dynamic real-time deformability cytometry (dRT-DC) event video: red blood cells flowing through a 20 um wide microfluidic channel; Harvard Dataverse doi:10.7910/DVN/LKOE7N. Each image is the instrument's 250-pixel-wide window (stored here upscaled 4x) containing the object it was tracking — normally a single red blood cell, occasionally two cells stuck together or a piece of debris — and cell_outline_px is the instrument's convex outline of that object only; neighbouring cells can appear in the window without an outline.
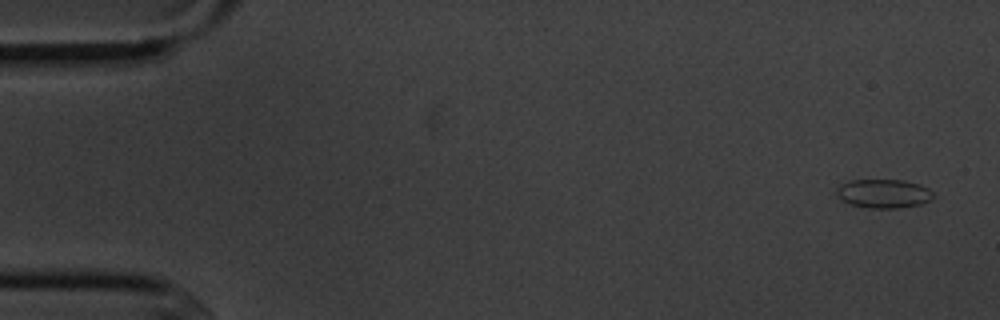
{"species": "common noctule bat (a hibernating species)", "species_latin": "Nyctalus noctula", "temperature_condition": "cold", "stored_images_in_passage": 6, "camera_frame_rate_fps": 3000, "um_per_image_px": 0.085, "animal": {"sex": "male", "body_mass_g": 20.1, "forearm_length_mm": 53.5}, "frame": {"image": 1, "passage_image": 6, "time_ms": 6.0, "image_size_px": [1000, 320], "cell_outline_px": [[932, 196], [928, 200], [920, 204], [900, 208], [868, 208], [852, 204], [836, 196], [836, 188], [840, 184], [852, 180], [904, 180], [920, 184], [928, 188], [932, 192]], "centroid_in_image_um": [75.08, 16.45], "position_along_channel_um": 9.9, "area_um2": 16.13}}